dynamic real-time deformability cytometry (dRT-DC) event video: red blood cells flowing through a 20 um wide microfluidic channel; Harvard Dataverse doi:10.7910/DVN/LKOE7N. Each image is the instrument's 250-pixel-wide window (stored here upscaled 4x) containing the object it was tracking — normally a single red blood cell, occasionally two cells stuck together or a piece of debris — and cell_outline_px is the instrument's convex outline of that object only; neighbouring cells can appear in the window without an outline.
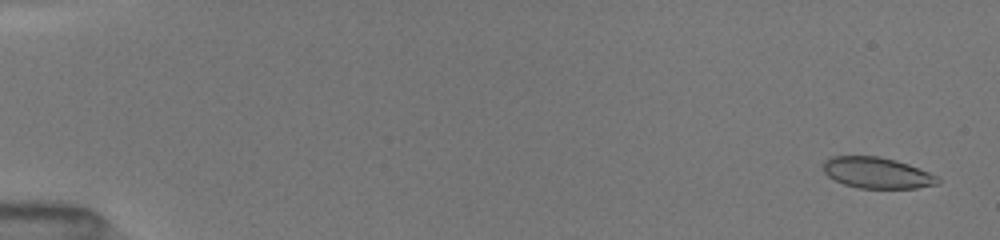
{"species": "common noctule bat (a hibernating species)", "species_latin": "Nyctalus noctula", "temperature_condition": "room temperature", "stored_images_in_passage": 32, "camera_frame_rate_fps": 3000, "um_per_image_px": 0.085, "animal": {"sex": "female", "body_mass_g": 19.5, "forearm_length_mm": 54.1}, "frame": {"image": 1, "passage_image": 1, "time_ms": 0.0, "image_size_px": [1000, 240], "cell_outline_px": [[940, 184], [916, 188], [856, 188], [844, 184], [828, 176], [824, 172], [824, 160], [828, 156], [880, 156], [896, 160], [908, 164], [940, 176]], "centroid_in_image_um": [74.57, 14.69], "position_along_channel_um": 10.4, "area_um2": 20.92}}
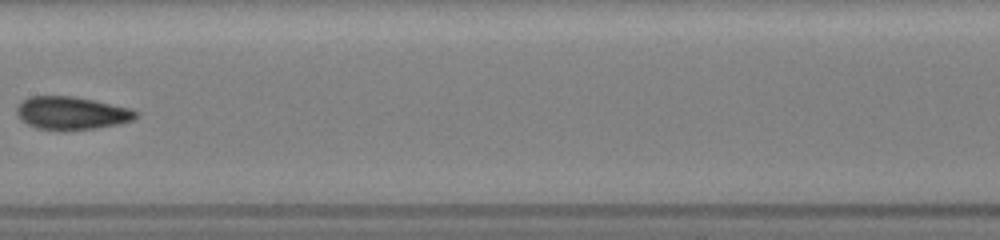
{"frame": {"image": 2, "passage_image": 19, "time_ms": 8.667, "image_size_px": [1000, 240], "cell_outline_px": [[140, 112], [132, 120], [120, 124], [96, 128], [64, 132], [36, 128], [20, 120], [16, 112], [16, 108], [28, 96], [76, 96], [132, 108]], "centroid_in_image_um": [6.1, 9.63], "position_along_channel_um": 201.3, "area_um2": 23.41}}
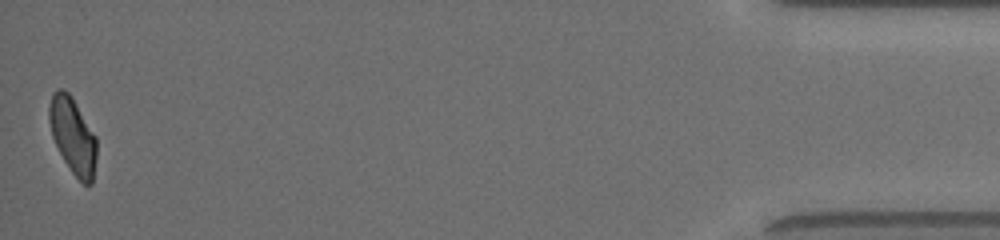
{"frame": {"image": 3, "passage_image": 32, "time_ms": 16.333, "image_size_px": [1000, 240], "cell_outline_px": [[96, 160], [92, 184], [84, 184], [72, 172], [64, 160], [52, 136], [48, 120], [48, 108], [52, 92], [60, 88], [64, 88], [72, 96], [96, 136]], "centroid_in_image_um": [6.18, 11.49], "position_along_channel_um": 429.0, "area_um2": 21.1}, "authors_computed_cell_mechanics": {"area_um2": 21.9351, "velocity_mm_per_s": 4.0635, "shape_relaxation_time_tau1_ms": 6.6287, "shape_relaxation_time_tau2_ms": 1.6866, "deformation_change_tau1": 0.1811, "deformation_change_tau2": 0.0761}}